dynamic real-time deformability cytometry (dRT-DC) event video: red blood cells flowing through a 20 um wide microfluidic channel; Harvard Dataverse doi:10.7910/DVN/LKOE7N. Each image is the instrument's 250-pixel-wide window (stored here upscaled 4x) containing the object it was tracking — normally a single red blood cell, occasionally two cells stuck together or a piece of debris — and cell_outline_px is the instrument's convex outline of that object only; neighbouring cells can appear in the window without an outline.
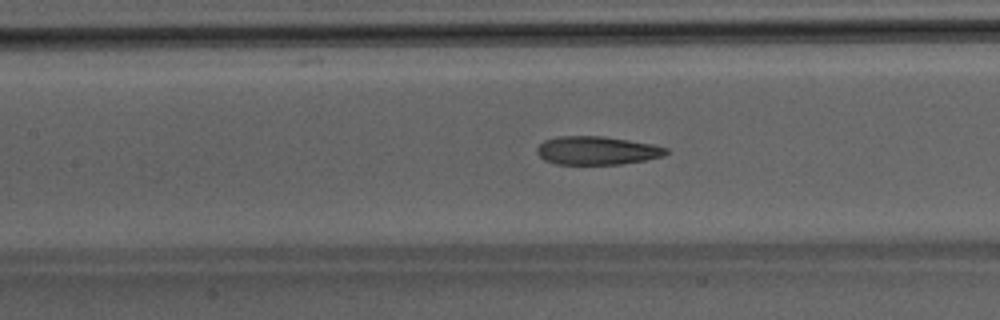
{"species": "Egyptian fruit bat (a non-hibernating species)", "species_latin": "Rousettus aegyptiacus", "temperature_condition": "room temperature", "stored_images_in_passage": 39, "camera_frame_rate_fps": 3000, "um_per_image_px": 0.085, "animal": {"sex": "male"}, "frame": {"image": 1, "passage_image": 13, "time_ms": 4.0, "image_size_px": [1000, 320], "cell_outline_px": [[668, 152], [664, 156], [644, 160], [620, 164], [556, 164], [544, 160], [536, 152], [536, 148], [544, 140], [560, 136], [600, 136], [628, 140], [652, 144], [668, 148]], "centroid_in_image_um": [50.72, 12.79], "position_along_channel_um": 156.7, "area_um2": 21.27}}
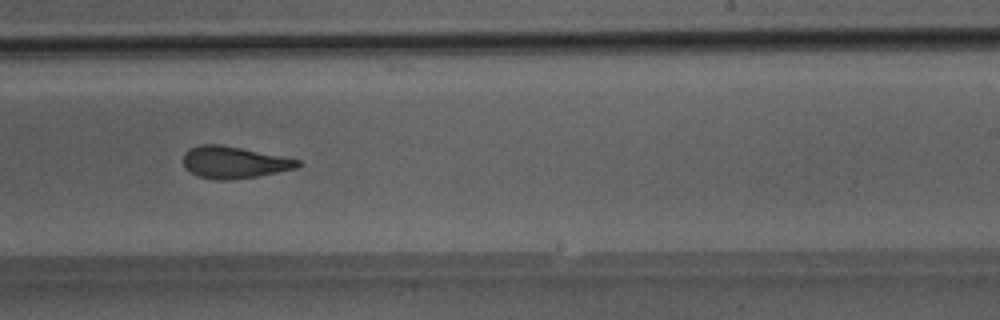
{"frame": {"image": 2, "passage_image": 21, "time_ms": 6.667, "image_size_px": [1000, 320], "cell_outline_px": [[304, 164], [296, 168], [256, 176], [224, 180], [220, 180], [200, 176], [184, 168], [184, 152], [188, 148], [196, 144], [220, 144], [300, 160]], "centroid_in_image_um": [19.86, 13.78], "position_along_channel_um": 269.1, "area_um2": 20.98}}
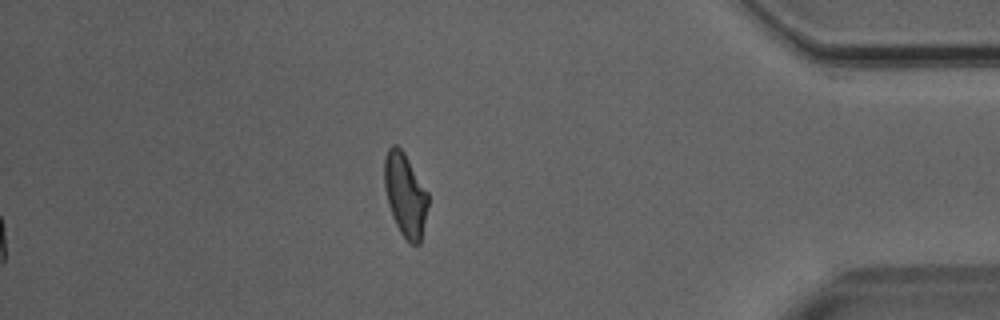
{"frame": {"image": 3, "passage_image": 33, "time_ms": 10.667, "image_size_px": [1000, 320], "cell_outline_px": [[428, 204], [420, 244], [412, 244], [400, 232], [392, 216], [388, 204], [384, 188], [384, 156], [388, 148], [392, 144], [396, 144], [404, 152], [428, 192]], "centroid_in_image_um": [34.43, 16.52], "position_along_channel_um": 400.8, "area_um2": 21.21}}